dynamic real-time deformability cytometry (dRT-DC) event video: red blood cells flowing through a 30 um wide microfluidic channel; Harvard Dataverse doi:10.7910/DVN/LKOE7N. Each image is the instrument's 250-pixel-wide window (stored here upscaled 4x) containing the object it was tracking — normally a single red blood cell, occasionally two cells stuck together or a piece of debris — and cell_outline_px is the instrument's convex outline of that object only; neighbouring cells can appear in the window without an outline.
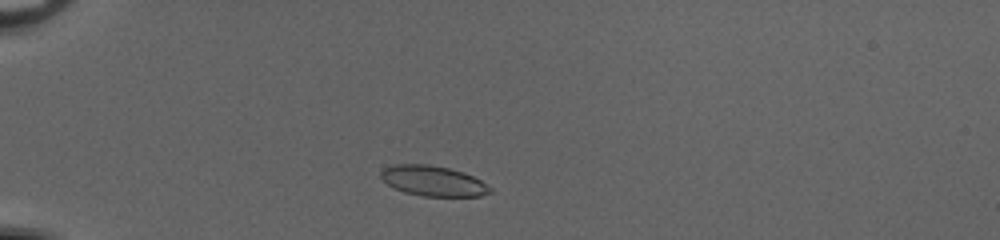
{"species": "common noctule bat (a hibernating species)", "species_latin": "Nyctalus noctula", "temperature_condition": "cold", "stored_images_in_passage": 41, "camera_frame_rate_fps": 3000, "um_per_image_px": 0.085, "animal": {"sex": "female", "body_mass_g": 20.0, "forearm_length_mm": 54.0}, "frame": {"image": 1, "passage_image": 5, "time_ms": 1.333, "image_size_px": [1000, 240], "cell_outline_px": [[492, 192], [480, 196], [424, 196], [404, 192], [392, 188], [380, 176], [380, 172], [384, 168], [392, 164], [428, 164], [448, 168], [464, 172], [480, 180], [492, 188]], "centroid_in_image_um": [36.8, 15.37], "position_along_channel_um": 48.2, "area_um2": 19.31}}
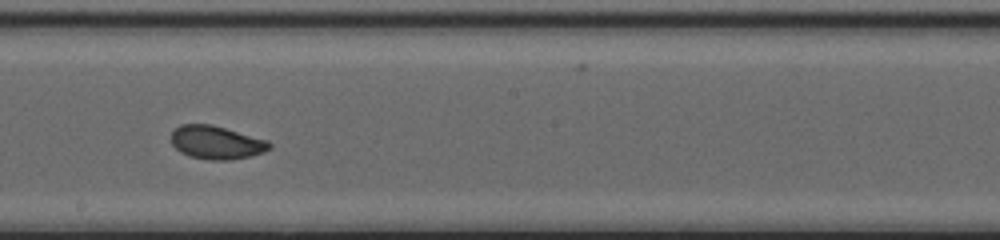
{"frame": {"image": 2, "passage_image": 21, "time_ms": 6.667, "image_size_px": [1000, 240], "cell_outline_px": [[272, 148], [264, 152], [252, 156], [232, 160], [208, 160], [188, 156], [180, 152], [172, 144], [172, 132], [180, 124], [212, 124], [268, 140], [272, 144]], "centroid_in_image_um": [18.42, 12.12], "position_along_channel_um": 229.8, "area_um2": 19.31}}
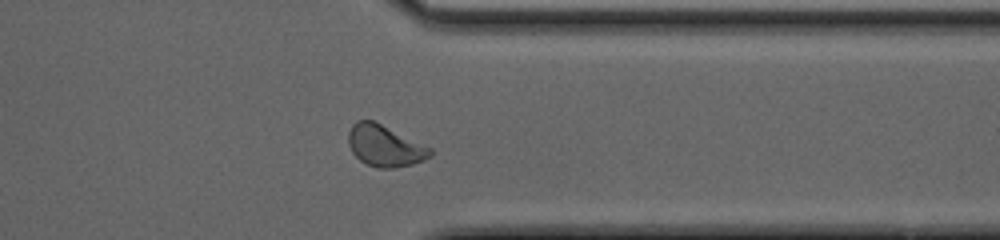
{"frame": {"image": 3, "passage_image": 32, "time_ms": 10.333, "image_size_px": [1000, 240], "cell_outline_px": [[432, 156], [424, 160], [412, 164], [396, 168], [380, 168], [368, 164], [360, 160], [352, 152], [348, 144], [348, 132], [352, 124], [356, 120], [372, 120], [432, 148]], "centroid_in_image_um": [32.7, 12.4], "position_along_channel_um": 378.7, "area_um2": 19.65}, "authors_computed_cell_mechanics": {"area_um2": 19.3052, "velocity_mm_per_s": 4.0793, "shape_relaxation_time_tau1_ms": 4.0387, "shape_relaxation_time_tau2_ms": 0.8166, "deformation_change_tau1": 0.1114, "deformation_change_tau2": 0.0533}}